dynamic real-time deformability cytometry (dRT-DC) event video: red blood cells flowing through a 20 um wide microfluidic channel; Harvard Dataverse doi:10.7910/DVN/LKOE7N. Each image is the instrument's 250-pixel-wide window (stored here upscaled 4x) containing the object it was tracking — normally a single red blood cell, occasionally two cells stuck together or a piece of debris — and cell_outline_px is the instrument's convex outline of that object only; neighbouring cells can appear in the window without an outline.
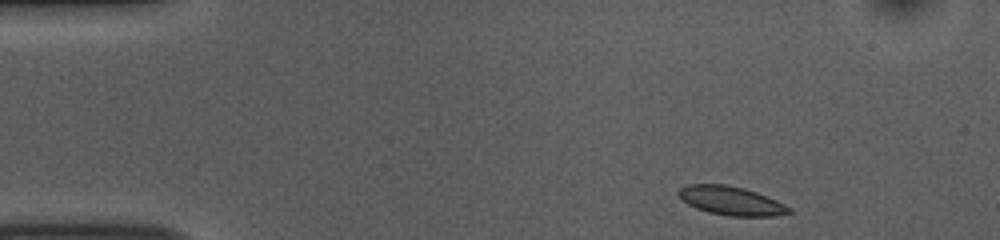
{"species": "common noctule bat (a hibernating species)", "species_latin": "Nyctalus noctula", "temperature_condition": "room temperature", "stored_images_in_passage": 5, "camera_frame_rate_fps": 3000, "um_per_image_px": 0.085, "animal": {"sex": "female", "body_mass_g": 10.0, "forearm_length_mm": 53.1}, "frame": {"image": 1, "passage_image": 1, "time_ms": 0.0, "image_size_px": [1000, 240], "cell_outline_px": [[792, 212], [776, 216], [728, 216], [708, 212], [696, 208], [688, 204], [676, 192], [680, 188], [688, 184], [724, 184], [744, 188], [756, 192], [776, 200], [792, 208]], "centroid_in_image_um": [62.15, 17.07], "position_along_channel_um": 22.8, "area_um2": 18.5}}